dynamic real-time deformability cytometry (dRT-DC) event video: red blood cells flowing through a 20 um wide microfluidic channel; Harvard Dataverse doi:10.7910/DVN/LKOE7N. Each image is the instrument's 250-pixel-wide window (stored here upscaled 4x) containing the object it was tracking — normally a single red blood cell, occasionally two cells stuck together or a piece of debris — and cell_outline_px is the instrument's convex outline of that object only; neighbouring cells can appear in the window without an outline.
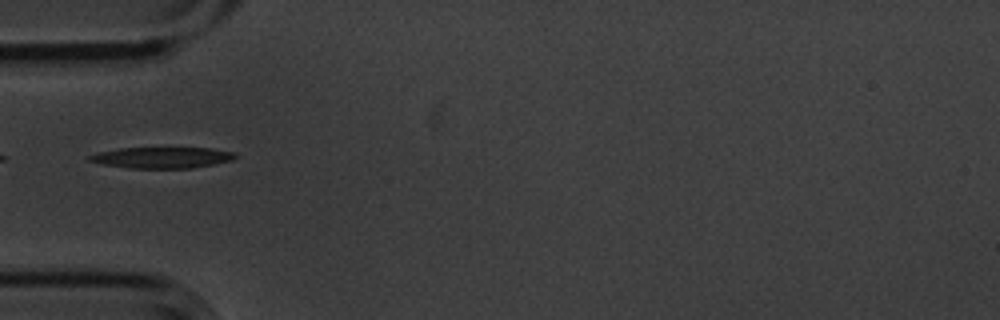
{"species": "common noctule bat (a hibernating species)", "species_latin": "Nyctalus noctula", "temperature_condition": "cold", "stored_images_in_passage": 6, "camera_frame_rate_fps": 3000, "um_per_image_px": 0.085, "animal": {"sex": "male", "body_mass_g": 20.1, "forearm_length_mm": 53.5}, "frame": {"image": 1, "passage_image": 1, "time_ms": 0.0, "image_size_px": [1000, 320], "cell_outline_px": [[236, 156], [232, 160], [192, 168], [128, 168], [104, 164], [88, 160], [88, 156], [100, 152], [120, 148], [212, 148], [236, 152]], "centroid_in_image_um": [13.8, 13.39], "position_along_channel_um": 71.2, "area_um2": 17.74}}
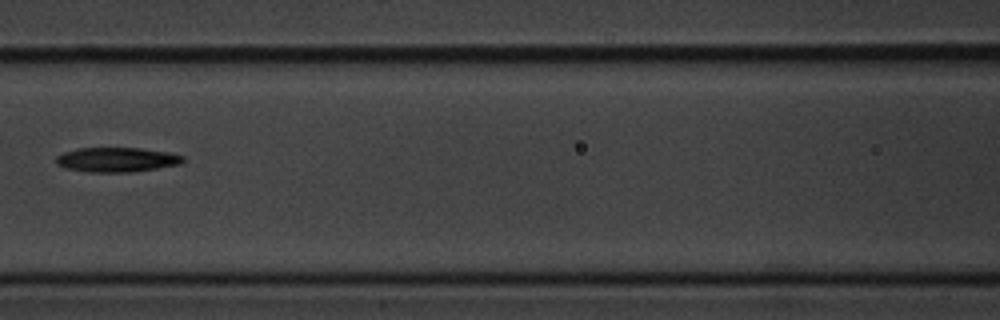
{"frame": {"image": 2, "passage_image": 3, "time_ms": 0.667, "image_size_px": [1000, 320], "cell_outline_px": [[184, 160], [180, 164], [132, 172], [88, 172], [64, 168], [56, 164], [56, 156], [64, 152], [76, 148], [140, 148], [168, 152], [184, 156]], "centroid_in_image_um": [9.89, 13.57], "position_along_channel_um": 156.7, "area_um2": 18.21}}
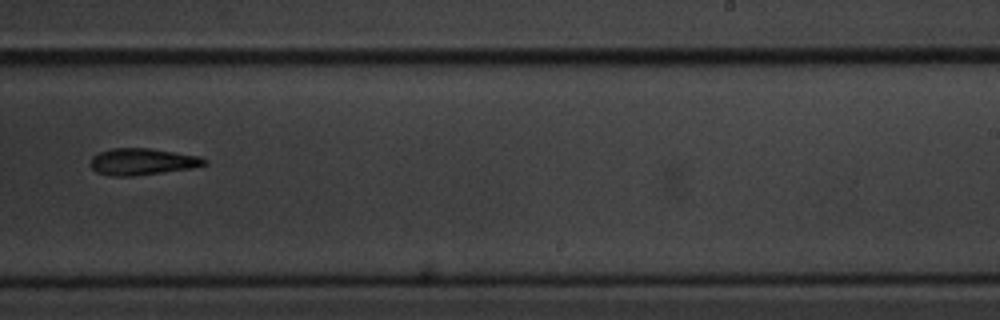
{"frame": {"image": 3, "passage_image": 6, "time_ms": 1.667, "image_size_px": [1000, 320], "cell_outline_px": [[208, 164], [192, 168], [132, 176], [112, 176], [96, 172], [88, 164], [92, 156], [100, 152], [112, 148], [148, 148], [200, 156], [208, 160]], "centroid_in_image_um": [12.08, 13.74], "position_along_channel_um": 276.9, "area_um2": 17.74}}